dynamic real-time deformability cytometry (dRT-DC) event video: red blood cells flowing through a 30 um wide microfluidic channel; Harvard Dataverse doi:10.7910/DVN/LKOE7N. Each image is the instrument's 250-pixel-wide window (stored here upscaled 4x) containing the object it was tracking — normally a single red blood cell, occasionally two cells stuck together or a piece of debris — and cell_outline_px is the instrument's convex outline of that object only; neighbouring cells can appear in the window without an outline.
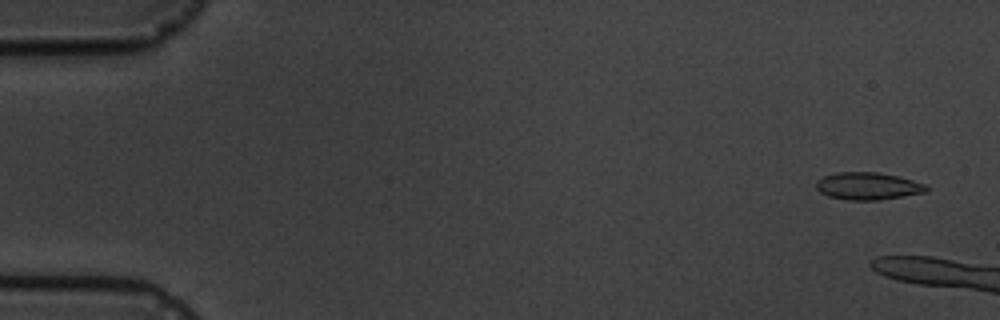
{"species": "common noctule bat (a hibernating species)", "species_latin": "Nyctalus noctula", "temperature_condition": "cold", "stored_images_in_passage": 4, "camera_frame_rate_fps": 3000, "um_per_image_px": 0.085, "animal": {"sex": "male", "body_mass_g": 19.5, "forearm_length_mm": 54.6}, "frame": {"image": 1, "passage_image": 1, "time_ms": 0.0, "image_size_px": [1000, 320], "cell_outline_px": [[928, 188], [924, 192], [880, 200], [848, 200], [828, 196], [820, 192], [816, 188], [816, 180], [824, 176], [836, 172], [876, 172], [896, 176], [912, 180], [924, 184]], "centroid_in_image_um": [73.71, 15.81], "position_along_channel_um": 11.3, "area_um2": 17.4}}